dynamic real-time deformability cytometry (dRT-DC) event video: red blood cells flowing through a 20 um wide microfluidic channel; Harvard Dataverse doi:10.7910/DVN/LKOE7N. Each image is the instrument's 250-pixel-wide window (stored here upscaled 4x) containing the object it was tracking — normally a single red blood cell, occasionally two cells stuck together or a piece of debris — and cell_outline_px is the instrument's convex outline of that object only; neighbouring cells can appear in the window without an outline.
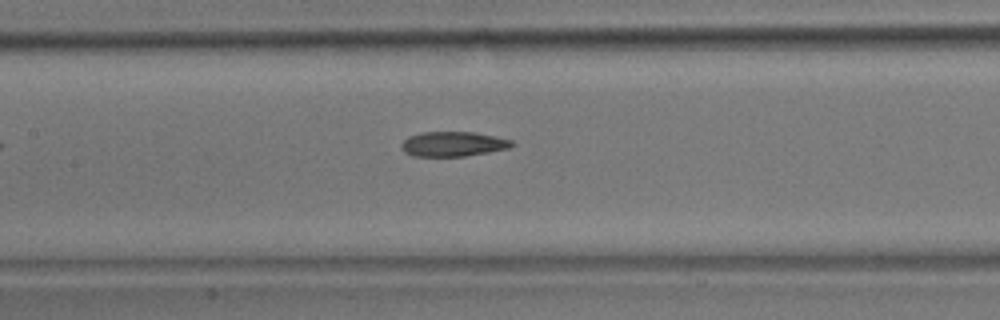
{"species": "common noctule bat (a hibernating species)", "species_latin": "Nyctalus noctula", "temperature_condition": "room temperature", "stored_images_in_passage": 5, "camera_frame_rate_fps": 3000, "um_per_image_px": 0.085, "animal": {"sex": "male", "body_mass_g": 17.9}, "frame": {"image": 1, "passage_image": 5, "time_ms": 1.333, "image_size_px": [1000, 320], "cell_outline_px": [[516, 144], [508, 148], [488, 152], [464, 156], [412, 156], [404, 152], [400, 144], [408, 136], [420, 132], [476, 132], [512, 140]], "centroid_in_image_um": [38.49, 12.23], "position_along_channel_um": 168.9, "area_um2": 16.01}}